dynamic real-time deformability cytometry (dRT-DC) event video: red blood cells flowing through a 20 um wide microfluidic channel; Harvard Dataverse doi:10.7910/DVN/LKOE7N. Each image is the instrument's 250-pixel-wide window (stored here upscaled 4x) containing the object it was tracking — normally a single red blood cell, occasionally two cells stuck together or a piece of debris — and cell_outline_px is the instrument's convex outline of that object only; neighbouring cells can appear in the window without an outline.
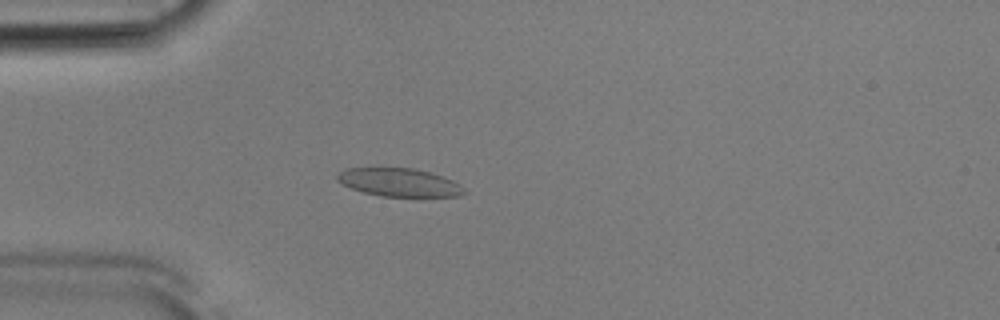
{"species": "Egyptian fruit bat (a non-hibernating species)", "species_latin": "Rousettus aegyptiacus", "temperature_condition": "room temperature", "stored_images_in_passage": 53, "camera_frame_rate_fps": 3000, "um_per_image_px": 0.085, "animal": {"sex": "male"}, "frame": {"image": 1, "passage_image": 15, "time_ms": 4.667, "image_size_px": [1000, 320], "cell_outline_px": [[468, 192], [460, 196], [380, 196], [364, 192], [352, 188], [336, 180], [336, 176], [344, 168], [412, 168], [444, 176], [460, 184]], "centroid_in_image_um": [33.96, 15.5], "position_along_channel_um": 51.0, "area_um2": 20.75}}
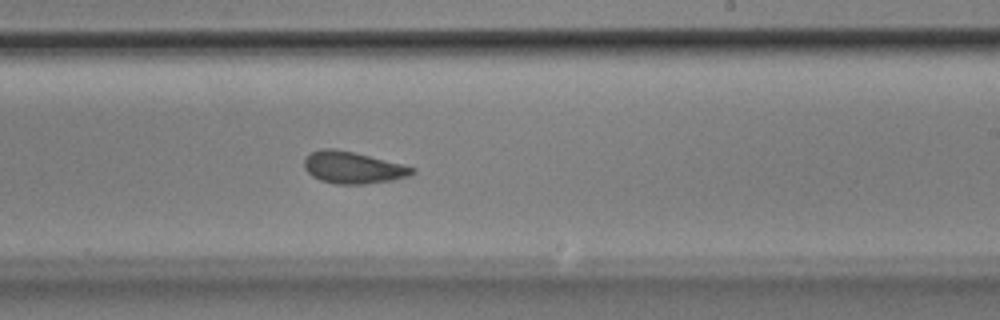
{"frame": {"image": 2, "passage_image": 32, "time_ms": 10.333, "image_size_px": [1000, 320], "cell_outline_px": [[416, 172], [408, 176], [392, 180], [364, 184], [336, 184], [320, 180], [312, 176], [304, 168], [304, 160], [312, 152], [320, 148], [332, 148], [352, 152], [404, 164], [416, 168]], "centroid_in_image_um": [30.01, 14.25], "position_along_channel_um": 259.0, "area_um2": 20.0}}
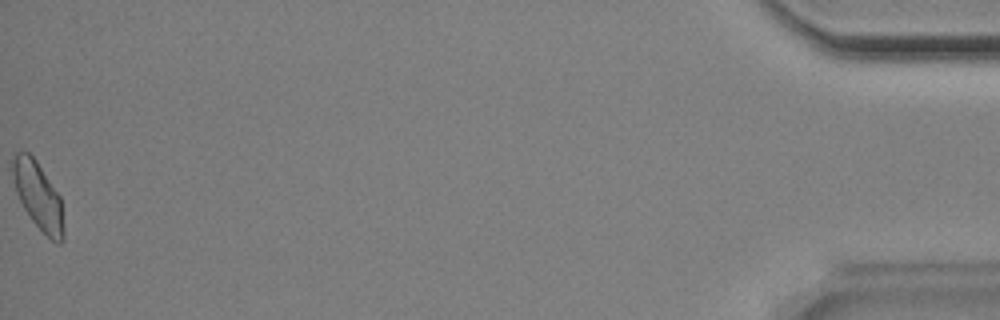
{"frame": {"image": 3, "passage_image": 53, "time_ms": 17.333, "image_size_px": [1000, 320], "cell_outline_px": [[64, 240], [60, 244], [56, 244], [32, 220], [24, 208], [16, 192], [12, 172], [12, 156], [20, 148], [28, 152], [36, 160], [60, 196], [64, 228]], "centroid_in_image_um": [3.24, 16.61], "position_along_channel_um": 432.0, "area_um2": 20.0}, "authors_computed_cell_mechanics": {"area_um2": 20.519, "velocity_mm_per_s": 3.874, "shape_relaxation_time_tau1_ms": 4.7139, "shape_relaxation_time_tau2_ms": 1.3782, "deformation_change_tau1": 0.1135, "deformation_change_tau2": 0.0813}}